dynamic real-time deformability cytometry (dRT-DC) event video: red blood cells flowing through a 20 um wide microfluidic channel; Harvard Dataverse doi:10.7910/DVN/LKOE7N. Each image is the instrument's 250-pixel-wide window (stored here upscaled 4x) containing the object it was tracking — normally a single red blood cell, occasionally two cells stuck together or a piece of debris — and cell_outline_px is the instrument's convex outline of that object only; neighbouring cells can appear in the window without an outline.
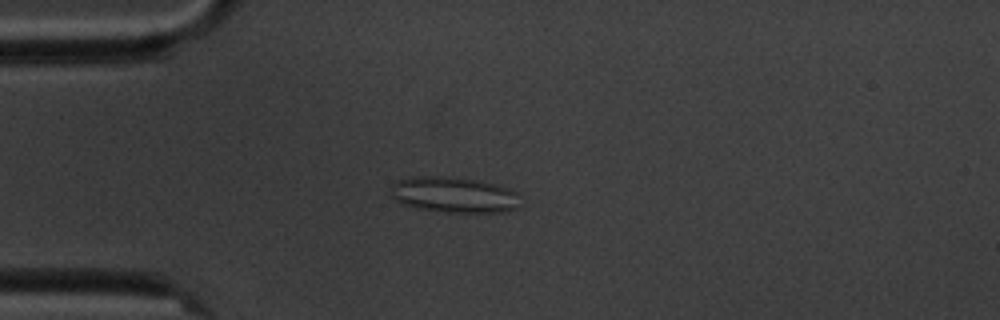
{"species": "common noctule bat (a hibernating species)", "species_latin": "Nyctalus noctula", "temperature_condition": "cold", "stored_images_in_passage": 6, "camera_frame_rate_fps": 3000, "um_per_image_px": 0.085, "animal": {"sex": "male", "body_mass_g": 20.1, "forearm_length_mm": 53.5}, "frame": {"image": 1, "passage_image": 5, "time_ms": 4.667, "image_size_px": [1000, 320], "cell_outline_px": [[516, 208], [504, 212], [444, 212], [416, 208], [400, 204], [388, 192], [392, 184], [396, 180], [412, 176], [432, 176], [476, 180], [496, 184], [516, 192]], "centroid_in_image_um": [38.47, 16.56], "position_along_channel_um": 46.5, "area_um2": 26.82}}